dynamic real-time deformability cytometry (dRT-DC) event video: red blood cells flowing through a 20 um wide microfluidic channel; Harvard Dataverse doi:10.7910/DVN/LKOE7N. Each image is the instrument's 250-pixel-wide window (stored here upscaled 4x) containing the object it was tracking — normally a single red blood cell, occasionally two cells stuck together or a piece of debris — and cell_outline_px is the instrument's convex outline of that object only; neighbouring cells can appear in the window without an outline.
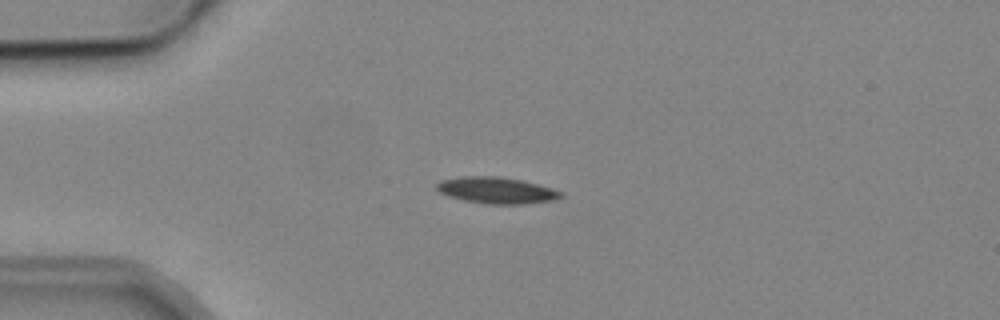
{"species": "common noctule bat (a hibernating species)", "species_latin": "Nyctalus noctula", "temperature_condition": "cold", "stored_images_in_passage": 2, "camera_frame_rate_fps": 3000, "um_per_image_px": 0.085, "animal": {"sex": "male", "body_mass_g": 19.2, "forearm_length_mm": 51.8}, "frame": {"image": 1, "passage_image": 2, "time_ms": 1.333, "image_size_px": [1000, 320], "cell_outline_px": [[564, 196], [552, 200], [524, 204], [484, 204], [464, 200], [448, 196], [440, 192], [436, 188], [436, 184], [440, 180], [464, 176], [500, 176], [524, 180], [540, 184], [564, 192]], "centroid_in_image_um": [42.23, 16.17], "position_along_channel_um": 42.8, "area_um2": 19.36}}